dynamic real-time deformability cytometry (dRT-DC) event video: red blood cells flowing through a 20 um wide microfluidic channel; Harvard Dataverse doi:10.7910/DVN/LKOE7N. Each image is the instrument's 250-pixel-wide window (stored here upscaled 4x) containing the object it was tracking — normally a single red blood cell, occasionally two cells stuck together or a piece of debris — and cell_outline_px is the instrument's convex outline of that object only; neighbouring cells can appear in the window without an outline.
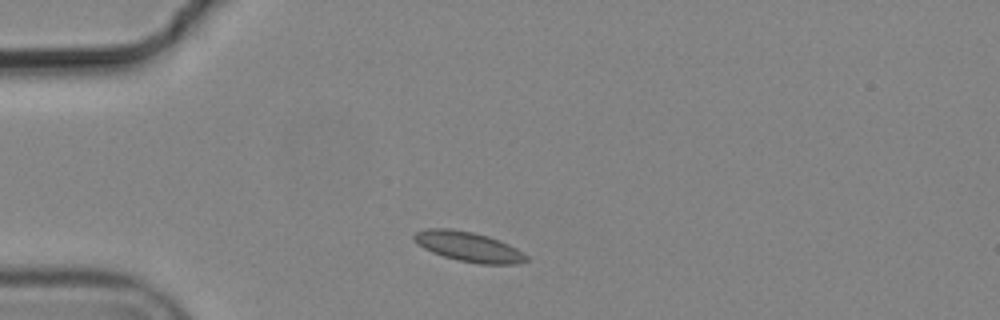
{"species": "common noctule bat (a hibernating species)", "species_latin": "Nyctalus noctula", "temperature_condition": "cold", "stored_images_in_passage": 6, "camera_frame_rate_fps": 3000, "um_per_image_px": 0.085, "animal": {"sex": "male", "body_mass_g": 19.2, "forearm_length_mm": 51.8}, "frame": {"image": 1, "passage_image": 1, "time_ms": 0.0, "image_size_px": [1000, 320], "cell_outline_px": [[528, 260], [520, 264], [480, 264], [456, 260], [432, 252], [416, 244], [412, 240], [412, 236], [416, 232], [428, 228], [452, 228], [472, 232], [488, 236], [508, 244], [516, 248], [528, 256]], "centroid_in_image_um": [39.8, 20.97], "position_along_channel_um": 45.2, "area_um2": 19.65}}
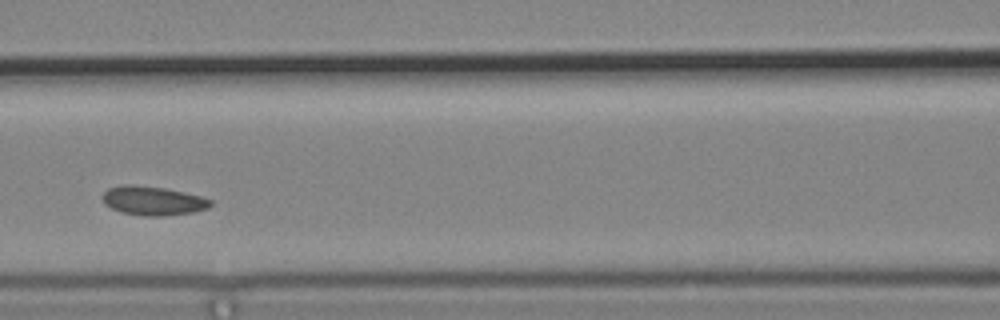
{"frame": {"image": 2, "passage_image": 4, "time_ms": 1.0, "image_size_px": [1000, 320], "cell_outline_px": [[212, 204], [208, 208], [192, 212], [164, 216], [144, 216], [120, 212], [104, 204], [100, 196], [108, 188], [124, 184], [132, 184], [164, 188], [184, 192], [200, 196], [212, 200]], "centroid_in_image_um": [12.96, 17.06], "position_along_channel_um": 153.6, "area_um2": 18.38}}
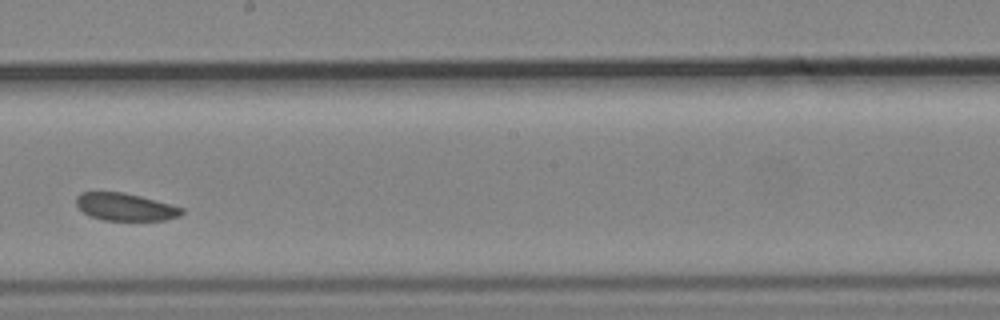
{"frame": {"image": 3, "passage_image": 6, "time_ms": 1.667, "image_size_px": [1000, 320], "cell_outline_px": [[184, 212], [180, 216], [164, 220], [104, 220], [92, 216], [84, 212], [76, 204], [76, 196], [80, 192], [124, 192], [140, 196], [184, 208]], "centroid_in_image_um": [10.66, 17.58], "position_along_channel_um": 237.5, "area_um2": 16.76}}